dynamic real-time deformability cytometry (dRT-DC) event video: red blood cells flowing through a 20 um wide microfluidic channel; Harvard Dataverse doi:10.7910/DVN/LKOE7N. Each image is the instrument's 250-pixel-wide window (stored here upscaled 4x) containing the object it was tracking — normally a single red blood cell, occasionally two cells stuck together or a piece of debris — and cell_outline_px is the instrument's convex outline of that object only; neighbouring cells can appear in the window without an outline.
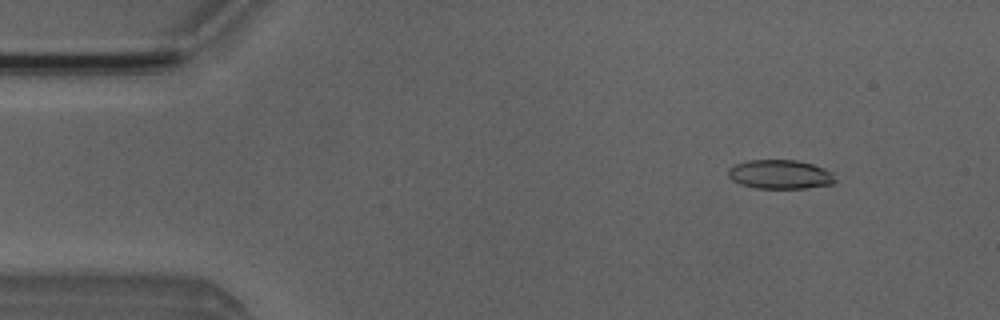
{"species": "Egyptian fruit bat (a non-hibernating species)", "species_latin": "Rousettus aegyptiacus", "temperature_condition": "room temperature", "stored_images_in_passage": 4, "camera_frame_rate_fps": 3000, "um_per_image_px": 0.085, "animal": {"sex": "male"}, "frame": {"image": 1, "passage_image": 1, "time_ms": 0.0, "image_size_px": [1000, 320], "cell_outline_px": [[836, 180], [832, 184], [804, 188], [756, 188], [740, 184], [732, 180], [728, 176], [728, 168], [736, 164], [748, 160], [796, 160], [812, 164], [824, 168], [832, 172]], "centroid_in_image_um": [66.3, 14.82], "position_along_channel_um": 18.7, "area_um2": 18.09}}